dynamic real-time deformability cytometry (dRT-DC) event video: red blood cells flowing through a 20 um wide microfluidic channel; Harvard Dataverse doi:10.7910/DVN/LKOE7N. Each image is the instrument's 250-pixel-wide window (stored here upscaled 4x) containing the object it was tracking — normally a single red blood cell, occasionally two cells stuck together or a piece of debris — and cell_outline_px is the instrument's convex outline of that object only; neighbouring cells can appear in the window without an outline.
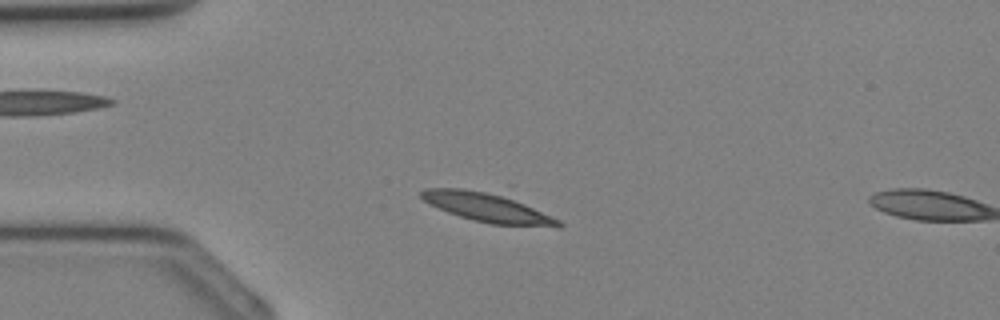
{"species": "Egyptian fruit bat (a non-hibernating species)", "species_latin": "Rousettus aegyptiacus", "temperature_condition": "cold", "stored_images_in_passage": 6, "camera_frame_rate_fps": 3000, "um_per_image_px": 0.085, "animal": {"sex": "female"}, "frame": {"image": 1, "passage_image": 5, "time_ms": 1.333, "image_size_px": [1000, 320], "cell_outline_px": [[564, 224], [560, 228], [492, 224], [472, 220], [448, 212], [424, 200], [420, 196], [420, 192], [424, 188], [460, 188], [484, 192], [500, 196], [524, 204], [552, 216], [560, 220]], "centroid_in_image_um": [41.46, 17.67], "position_along_channel_um": 43.5, "area_um2": 22.6}}